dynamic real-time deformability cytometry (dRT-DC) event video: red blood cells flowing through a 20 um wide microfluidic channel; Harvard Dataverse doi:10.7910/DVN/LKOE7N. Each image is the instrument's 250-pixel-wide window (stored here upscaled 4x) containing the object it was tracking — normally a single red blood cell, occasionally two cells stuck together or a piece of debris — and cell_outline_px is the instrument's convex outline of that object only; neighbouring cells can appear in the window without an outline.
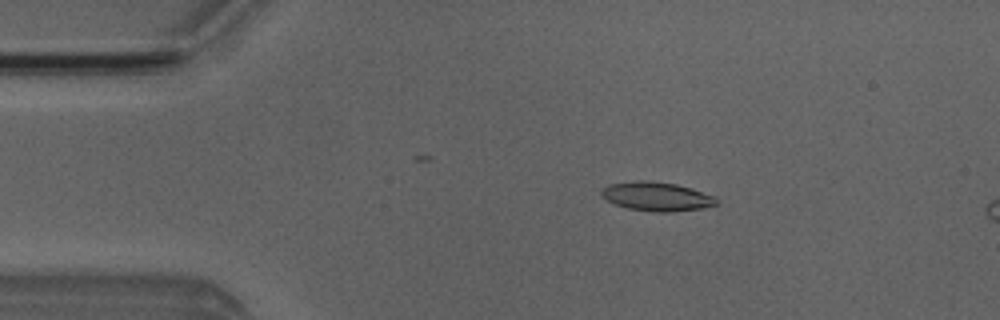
{"species": "Egyptian fruit bat (a non-hibernating species)", "species_latin": "Rousettus aegyptiacus", "temperature_condition": "room temperature", "stored_images_in_passage": 5, "camera_frame_rate_fps": 3000, "um_per_image_px": 0.085, "animal": {"sex": "male"}, "frame": {"image": 1, "passage_image": 3, "time_ms": 2.333, "image_size_px": [1000, 320], "cell_outline_px": [[716, 204], [700, 208], [672, 212], [652, 212], [628, 208], [616, 204], [608, 200], [600, 192], [608, 184], [636, 180], [644, 180], [676, 184], [692, 188], [716, 196]], "centroid_in_image_um": [55.83, 16.69], "position_along_channel_um": 29.2, "area_um2": 19.25}}